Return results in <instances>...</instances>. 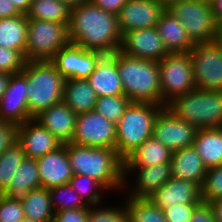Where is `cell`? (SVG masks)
I'll return each instance as SVG.
<instances>
[{
	"mask_svg": "<svg viewBox=\"0 0 222 222\" xmlns=\"http://www.w3.org/2000/svg\"><path fill=\"white\" fill-rule=\"evenodd\" d=\"M68 36L70 43L103 54H112L121 48L117 15L91 2L71 8Z\"/></svg>",
	"mask_w": 222,
	"mask_h": 222,
	"instance_id": "cell-1",
	"label": "cell"
},
{
	"mask_svg": "<svg viewBox=\"0 0 222 222\" xmlns=\"http://www.w3.org/2000/svg\"><path fill=\"white\" fill-rule=\"evenodd\" d=\"M67 154L74 175L91 177L107 192H124L123 160L115 149L67 143Z\"/></svg>",
	"mask_w": 222,
	"mask_h": 222,
	"instance_id": "cell-2",
	"label": "cell"
},
{
	"mask_svg": "<svg viewBox=\"0 0 222 222\" xmlns=\"http://www.w3.org/2000/svg\"><path fill=\"white\" fill-rule=\"evenodd\" d=\"M117 69L128 99L161 105L158 61L131 57L118 50Z\"/></svg>",
	"mask_w": 222,
	"mask_h": 222,
	"instance_id": "cell-3",
	"label": "cell"
},
{
	"mask_svg": "<svg viewBox=\"0 0 222 222\" xmlns=\"http://www.w3.org/2000/svg\"><path fill=\"white\" fill-rule=\"evenodd\" d=\"M28 80V107L34 118L63 99L64 77L50 61H26L21 71Z\"/></svg>",
	"mask_w": 222,
	"mask_h": 222,
	"instance_id": "cell-4",
	"label": "cell"
},
{
	"mask_svg": "<svg viewBox=\"0 0 222 222\" xmlns=\"http://www.w3.org/2000/svg\"><path fill=\"white\" fill-rule=\"evenodd\" d=\"M163 107L147 102L129 104L116 123V152L122 160L152 137L155 119Z\"/></svg>",
	"mask_w": 222,
	"mask_h": 222,
	"instance_id": "cell-5",
	"label": "cell"
},
{
	"mask_svg": "<svg viewBox=\"0 0 222 222\" xmlns=\"http://www.w3.org/2000/svg\"><path fill=\"white\" fill-rule=\"evenodd\" d=\"M166 107L197 129L222 127V91L194 89Z\"/></svg>",
	"mask_w": 222,
	"mask_h": 222,
	"instance_id": "cell-6",
	"label": "cell"
},
{
	"mask_svg": "<svg viewBox=\"0 0 222 222\" xmlns=\"http://www.w3.org/2000/svg\"><path fill=\"white\" fill-rule=\"evenodd\" d=\"M166 10L182 23L193 44L217 40L219 26L211 0H179Z\"/></svg>",
	"mask_w": 222,
	"mask_h": 222,
	"instance_id": "cell-7",
	"label": "cell"
},
{
	"mask_svg": "<svg viewBox=\"0 0 222 222\" xmlns=\"http://www.w3.org/2000/svg\"><path fill=\"white\" fill-rule=\"evenodd\" d=\"M69 43L68 24L28 19L26 61H50Z\"/></svg>",
	"mask_w": 222,
	"mask_h": 222,
	"instance_id": "cell-8",
	"label": "cell"
},
{
	"mask_svg": "<svg viewBox=\"0 0 222 222\" xmlns=\"http://www.w3.org/2000/svg\"><path fill=\"white\" fill-rule=\"evenodd\" d=\"M161 86V106L196 89L189 53H169L158 61Z\"/></svg>",
	"mask_w": 222,
	"mask_h": 222,
	"instance_id": "cell-9",
	"label": "cell"
},
{
	"mask_svg": "<svg viewBox=\"0 0 222 222\" xmlns=\"http://www.w3.org/2000/svg\"><path fill=\"white\" fill-rule=\"evenodd\" d=\"M197 89L222 91V46L215 40L194 44L189 51Z\"/></svg>",
	"mask_w": 222,
	"mask_h": 222,
	"instance_id": "cell-10",
	"label": "cell"
},
{
	"mask_svg": "<svg viewBox=\"0 0 222 222\" xmlns=\"http://www.w3.org/2000/svg\"><path fill=\"white\" fill-rule=\"evenodd\" d=\"M71 143L116 150V124L95 110L79 114Z\"/></svg>",
	"mask_w": 222,
	"mask_h": 222,
	"instance_id": "cell-11",
	"label": "cell"
},
{
	"mask_svg": "<svg viewBox=\"0 0 222 222\" xmlns=\"http://www.w3.org/2000/svg\"><path fill=\"white\" fill-rule=\"evenodd\" d=\"M198 129L179 119L166 106L158 113L152 136L172 152L192 146Z\"/></svg>",
	"mask_w": 222,
	"mask_h": 222,
	"instance_id": "cell-12",
	"label": "cell"
},
{
	"mask_svg": "<svg viewBox=\"0 0 222 222\" xmlns=\"http://www.w3.org/2000/svg\"><path fill=\"white\" fill-rule=\"evenodd\" d=\"M103 53L69 43L50 60L64 79H87Z\"/></svg>",
	"mask_w": 222,
	"mask_h": 222,
	"instance_id": "cell-13",
	"label": "cell"
},
{
	"mask_svg": "<svg viewBox=\"0 0 222 222\" xmlns=\"http://www.w3.org/2000/svg\"><path fill=\"white\" fill-rule=\"evenodd\" d=\"M133 175V180L135 181L131 180L132 182L129 186V177ZM123 176V189L125 190V196L149 198L157 191V189L163 186L171 178L170 163L158 164L149 167H123ZM127 187H130L128 191H126Z\"/></svg>",
	"mask_w": 222,
	"mask_h": 222,
	"instance_id": "cell-14",
	"label": "cell"
},
{
	"mask_svg": "<svg viewBox=\"0 0 222 222\" xmlns=\"http://www.w3.org/2000/svg\"><path fill=\"white\" fill-rule=\"evenodd\" d=\"M28 80L22 73L12 74L4 95L0 99V120L17 125L33 119L28 107Z\"/></svg>",
	"mask_w": 222,
	"mask_h": 222,
	"instance_id": "cell-15",
	"label": "cell"
},
{
	"mask_svg": "<svg viewBox=\"0 0 222 222\" xmlns=\"http://www.w3.org/2000/svg\"><path fill=\"white\" fill-rule=\"evenodd\" d=\"M120 51L131 57L155 61H161L169 54L156 27L123 34Z\"/></svg>",
	"mask_w": 222,
	"mask_h": 222,
	"instance_id": "cell-16",
	"label": "cell"
},
{
	"mask_svg": "<svg viewBox=\"0 0 222 222\" xmlns=\"http://www.w3.org/2000/svg\"><path fill=\"white\" fill-rule=\"evenodd\" d=\"M164 10L165 8L154 0H128L117 14L120 34L156 27Z\"/></svg>",
	"mask_w": 222,
	"mask_h": 222,
	"instance_id": "cell-17",
	"label": "cell"
},
{
	"mask_svg": "<svg viewBox=\"0 0 222 222\" xmlns=\"http://www.w3.org/2000/svg\"><path fill=\"white\" fill-rule=\"evenodd\" d=\"M17 142L22 146L25 156L31 159L43 157L62 145L34 118L19 125Z\"/></svg>",
	"mask_w": 222,
	"mask_h": 222,
	"instance_id": "cell-18",
	"label": "cell"
},
{
	"mask_svg": "<svg viewBox=\"0 0 222 222\" xmlns=\"http://www.w3.org/2000/svg\"><path fill=\"white\" fill-rule=\"evenodd\" d=\"M41 187L51 189L68 184L73 177L72 168L67 154V144L37 158Z\"/></svg>",
	"mask_w": 222,
	"mask_h": 222,
	"instance_id": "cell-19",
	"label": "cell"
},
{
	"mask_svg": "<svg viewBox=\"0 0 222 222\" xmlns=\"http://www.w3.org/2000/svg\"><path fill=\"white\" fill-rule=\"evenodd\" d=\"M87 80L98 97L124 95L117 69V51L103 54Z\"/></svg>",
	"mask_w": 222,
	"mask_h": 222,
	"instance_id": "cell-20",
	"label": "cell"
},
{
	"mask_svg": "<svg viewBox=\"0 0 222 222\" xmlns=\"http://www.w3.org/2000/svg\"><path fill=\"white\" fill-rule=\"evenodd\" d=\"M149 199L162 210L176 203H203L201 187L198 184L173 177Z\"/></svg>",
	"mask_w": 222,
	"mask_h": 222,
	"instance_id": "cell-21",
	"label": "cell"
},
{
	"mask_svg": "<svg viewBox=\"0 0 222 222\" xmlns=\"http://www.w3.org/2000/svg\"><path fill=\"white\" fill-rule=\"evenodd\" d=\"M77 114L63 101L41 111L34 119L62 144L71 143Z\"/></svg>",
	"mask_w": 222,
	"mask_h": 222,
	"instance_id": "cell-22",
	"label": "cell"
},
{
	"mask_svg": "<svg viewBox=\"0 0 222 222\" xmlns=\"http://www.w3.org/2000/svg\"><path fill=\"white\" fill-rule=\"evenodd\" d=\"M170 169L171 177L193 182L200 187L207 173V168L193 145L173 151Z\"/></svg>",
	"mask_w": 222,
	"mask_h": 222,
	"instance_id": "cell-23",
	"label": "cell"
},
{
	"mask_svg": "<svg viewBox=\"0 0 222 222\" xmlns=\"http://www.w3.org/2000/svg\"><path fill=\"white\" fill-rule=\"evenodd\" d=\"M156 28L169 53H189L194 45L182 23L166 9L162 12Z\"/></svg>",
	"mask_w": 222,
	"mask_h": 222,
	"instance_id": "cell-24",
	"label": "cell"
},
{
	"mask_svg": "<svg viewBox=\"0 0 222 222\" xmlns=\"http://www.w3.org/2000/svg\"><path fill=\"white\" fill-rule=\"evenodd\" d=\"M40 187L37 160L26 157L11 177L8 187L1 194L13 200L23 201L30 190Z\"/></svg>",
	"mask_w": 222,
	"mask_h": 222,
	"instance_id": "cell-25",
	"label": "cell"
},
{
	"mask_svg": "<svg viewBox=\"0 0 222 222\" xmlns=\"http://www.w3.org/2000/svg\"><path fill=\"white\" fill-rule=\"evenodd\" d=\"M97 99L87 79H65L62 101L77 115L93 111Z\"/></svg>",
	"mask_w": 222,
	"mask_h": 222,
	"instance_id": "cell-26",
	"label": "cell"
},
{
	"mask_svg": "<svg viewBox=\"0 0 222 222\" xmlns=\"http://www.w3.org/2000/svg\"><path fill=\"white\" fill-rule=\"evenodd\" d=\"M172 151L153 136L123 160V167H149L170 163Z\"/></svg>",
	"mask_w": 222,
	"mask_h": 222,
	"instance_id": "cell-27",
	"label": "cell"
},
{
	"mask_svg": "<svg viewBox=\"0 0 222 222\" xmlns=\"http://www.w3.org/2000/svg\"><path fill=\"white\" fill-rule=\"evenodd\" d=\"M193 146L207 169L222 164V127L198 129Z\"/></svg>",
	"mask_w": 222,
	"mask_h": 222,
	"instance_id": "cell-28",
	"label": "cell"
},
{
	"mask_svg": "<svg viewBox=\"0 0 222 222\" xmlns=\"http://www.w3.org/2000/svg\"><path fill=\"white\" fill-rule=\"evenodd\" d=\"M28 19L26 14L0 19V47L19 51L25 58Z\"/></svg>",
	"mask_w": 222,
	"mask_h": 222,
	"instance_id": "cell-29",
	"label": "cell"
},
{
	"mask_svg": "<svg viewBox=\"0 0 222 222\" xmlns=\"http://www.w3.org/2000/svg\"><path fill=\"white\" fill-rule=\"evenodd\" d=\"M21 203L25 217L38 222H53L54 210L51 205L49 189L40 187L30 190Z\"/></svg>",
	"mask_w": 222,
	"mask_h": 222,
	"instance_id": "cell-30",
	"label": "cell"
},
{
	"mask_svg": "<svg viewBox=\"0 0 222 222\" xmlns=\"http://www.w3.org/2000/svg\"><path fill=\"white\" fill-rule=\"evenodd\" d=\"M70 8L60 0H32L27 19L54 21L69 24Z\"/></svg>",
	"mask_w": 222,
	"mask_h": 222,
	"instance_id": "cell-31",
	"label": "cell"
},
{
	"mask_svg": "<svg viewBox=\"0 0 222 222\" xmlns=\"http://www.w3.org/2000/svg\"><path fill=\"white\" fill-rule=\"evenodd\" d=\"M125 198L128 222H167L163 210L157 207L149 198Z\"/></svg>",
	"mask_w": 222,
	"mask_h": 222,
	"instance_id": "cell-32",
	"label": "cell"
},
{
	"mask_svg": "<svg viewBox=\"0 0 222 222\" xmlns=\"http://www.w3.org/2000/svg\"><path fill=\"white\" fill-rule=\"evenodd\" d=\"M69 184L89 206L101 205L102 199H105L102 192L108 193L98 181L86 175H73Z\"/></svg>",
	"mask_w": 222,
	"mask_h": 222,
	"instance_id": "cell-33",
	"label": "cell"
},
{
	"mask_svg": "<svg viewBox=\"0 0 222 222\" xmlns=\"http://www.w3.org/2000/svg\"><path fill=\"white\" fill-rule=\"evenodd\" d=\"M25 158L23 148L18 142L0 155V194L8 187L11 177Z\"/></svg>",
	"mask_w": 222,
	"mask_h": 222,
	"instance_id": "cell-34",
	"label": "cell"
},
{
	"mask_svg": "<svg viewBox=\"0 0 222 222\" xmlns=\"http://www.w3.org/2000/svg\"><path fill=\"white\" fill-rule=\"evenodd\" d=\"M49 195L54 212L88 206L69 183L49 189Z\"/></svg>",
	"mask_w": 222,
	"mask_h": 222,
	"instance_id": "cell-35",
	"label": "cell"
},
{
	"mask_svg": "<svg viewBox=\"0 0 222 222\" xmlns=\"http://www.w3.org/2000/svg\"><path fill=\"white\" fill-rule=\"evenodd\" d=\"M131 102L125 95L98 97L94 110L116 124Z\"/></svg>",
	"mask_w": 222,
	"mask_h": 222,
	"instance_id": "cell-36",
	"label": "cell"
},
{
	"mask_svg": "<svg viewBox=\"0 0 222 222\" xmlns=\"http://www.w3.org/2000/svg\"><path fill=\"white\" fill-rule=\"evenodd\" d=\"M88 222H128V214L124 202L117 206L89 207Z\"/></svg>",
	"mask_w": 222,
	"mask_h": 222,
	"instance_id": "cell-37",
	"label": "cell"
},
{
	"mask_svg": "<svg viewBox=\"0 0 222 222\" xmlns=\"http://www.w3.org/2000/svg\"><path fill=\"white\" fill-rule=\"evenodd\" d=\"M201 195L203 203L206 204L222 197V164L207 169L201 186Z\"/></svg>",
	"mask_w": 222,
	"mask_h": 222,
	"instance_id": "cell-38",
	"label": "cell"
},
{
	"mask_svg": "<svg viewBox=\"0 0 222 222\" xmlns=\"http://www.w3.org/2000/svg\"><path fill=\"white\" fill-rule=\"evenodd\" d=\"M24 56L17 50L0 47V73L16 74L23 70Z\"/></svg>",
	"mask_w": 222,
	"mask_h": 222,
	"instance_id": "cell-39",
	"label": "cell"
},
{
	"mask_svg": "<svg viewBox=\"0 0 222 222\" xmlns=\"http://www.w3.org/2000/svg\"><path fill=\"white\" fill-rule=\"evenodd\" d=\"M24 217L21 201L0 194V222H20Z\"/></svg>",
	"mask_w": 222,
	"mask_h": 222,
	"instance_id": "cell-40",
	"label": "cell"
},
{
	"mask_svg": "<svg viewBox=\"0 0 222 222\" xmlns=\"http://www.w3.org/2000/svg\"><path fill=\"white\" fill-rule=\"evenodd\" d=\"M202 203L173 204L163 209L167 222H190L196 208Z\"/></svg>",
	"mask_w": 222,
	"mask_h": 222,
	"instance_id": "cell-41",
	"label": "cell"
},
{
	"mask_svg": "<svg viewBox=\"0 0 222 222\" xmlns=\"http://www.w3.org/2000/svg\"><path fill=\"white\" fill-rule=\"evenodd\" d=\"M19 125L0 120V155L18 140Z\"/></svg>",
	"mask_w": 222,
	"mask_h": 222,
	"instance_id": "cell-42",
	"label": "cell"
},
{
	"mask_svg": "<svg viewBox=\"0 0 222 222\" xmlns=\"http://www.w3.org/2000/svg\"><path fill=\"white\" fill-rule=\"evenodd\" d=\"M89 207L56 211L53 222H88Z\"/></svg>",
	"mask_w": 222,
	"mask_h": 222,
	"instance_id": "cell-43",
	"label": "cell"
},
{
	"mask_svg": "<svg viewBox=\"0 0 222 222\" xmlns=\"http://www.w3.org/2000/svg\"><path fill=\"white\" fill-rule=\"evenodd\" d=\"M190 222H215L213 211L209 204H200L194 211Z\"/></svg>",
	"mask_w": 222,
	"mask_h": 222,
	"instance_id": "cell-44",
	"label": "cell"
},
{
	"mask_svg": "<svg viewBox=\"0 0 222 222\" xmlns=\"http://www.w3.org/2000/svg\"><path fill=\"white\" fill-rule=\"evenodd\" d=\"M127 1L128 0H90L95 6L116 15L121 11Z\"/></svg>",
	"mask_w": 222,
	"mask_h": 222,
	"instance_id": "cell-45",
	"label": "cell"
},
{
	"mask_svg": "<svg viewBox=\"0 0 222 222\" xmlns=\"http://www.w3.org/2000/svg\"><path fill=\"white\" fill-rule=\"evenodd\" d=\"M20 14L11 3V0H0V19L14 17Z\"/></svg>",
	"mask_w": 222,
	"mask_h": 222,
	"instance_id": "cell-46",
	"label": "cell"
},
{
	"mask_svg": "<svg viewBox=\"0 0 222 222\" xmlns=\"http://www.w3.org/2000/svg\"><path fill=\"white\" fill-rule=\"evenodd\" d=\"M214 215L215 222H222V197L208 203Z\"/></svg>",
	"mask_w": 222,
	"mask_h": 222,
	"instance_id": "cell-47",
	"label": "cell"
},
{
	"mask_svg": "<svg viewBox=\"0 0 222 222\" xmlns=\"http://www.w3.org/2000/svg\"><path fill=\"white\" fill-rule=\"evenodd\" d=\"M212 10L218 26L222 25V0H211Z\"/></svg>",
	"mask_w": 222,
	"mask_h": 222,
	"instance_id": "cell-48",
	"label": "cell"
},
{
	"mask_svg": "<svg viewBox=\"0 0 222 222\" xmlns=\"http://www.w3.org/2000/svg\"><path fill=\"white\" fill-rule=\"evenodd\" d=\"M32 0H11L14 7L22 14H26L30 8Z\"/></svg>",
	"mask_w": 222,
	"mask_h": 222,
	"instance_id": "cell-49",
	"label": "cell"
},
{
	"mask_svg": "<svg viewBox=\"0 0 222 222\" xmlns=\"http://www.w3.org/2000/svg\"><path fill=\"white\" fill-rule=\"evenodd\" d=\"M10 77L11 74L9 73H0V99L8 87Z\"/></svg>",
	"mask_w": 222,
	"mask_h": 222,
	"instance_id": "cell-50",
	"label": "cell"
},
{
	"mask_svg": "<svg viewBox=\"0 0 222 222\" xmlns=\"http://www.w3.org/2000/svg\"><path fill=\"white\" fill-rule=\"evenodd\" d=\"M60 1L66 4L70 9L73 7H77L81 4L90 2V0H60Z\"/></svg>",
	"mask_w": 222,
	"mask_h": 222,
	"instance_id": "cell-51",
	"label": "cell"
},
{
	"mask_svg": "<svg viewBox=\"0 0 222 222\" xmlns=\"http://www.w3.org/2000/svg\"><path fill=\"white\" fill-rule=\"evenodd\" d=\"M154 1L161 4L166 9L170 4L175 3L179 0H154Z\"/></svg>",
	"mask_w": 222,
	"mask_h": 222,
	"instance_id": "cell-52",
	"label": "cell"
},
{
	"mask_svg": "<svg viewBox=\"0 0 222 222\" xmlns=\"http://www.w3.org/2000/svg\"><path fill=\"white\" fill-rule=\"evenodd\" d=\"M217 41H218V42L221 44V46H222V25L219 26V29H218Z\"/></svg>",
	"mask_w": 222,
	"mask_h": 222,
	"instance_id": "cell-53",
	"label": "cell"
},
{
	"mask_svg": "<svg viewBox=\"0 0 222 222\" xmlns=\"http://www.w3.org/2000/svg\"><path fill=\"white\" fill-rule=\"evenodd\" d=\"M20 222H38V221H35V220H33V219L24 217Z\"/></svg>",
	"mask_w": 222,
	"mask_h": 222,
	"instance_id": "cell-54",
	"label": "cell"
}]
</instances>
